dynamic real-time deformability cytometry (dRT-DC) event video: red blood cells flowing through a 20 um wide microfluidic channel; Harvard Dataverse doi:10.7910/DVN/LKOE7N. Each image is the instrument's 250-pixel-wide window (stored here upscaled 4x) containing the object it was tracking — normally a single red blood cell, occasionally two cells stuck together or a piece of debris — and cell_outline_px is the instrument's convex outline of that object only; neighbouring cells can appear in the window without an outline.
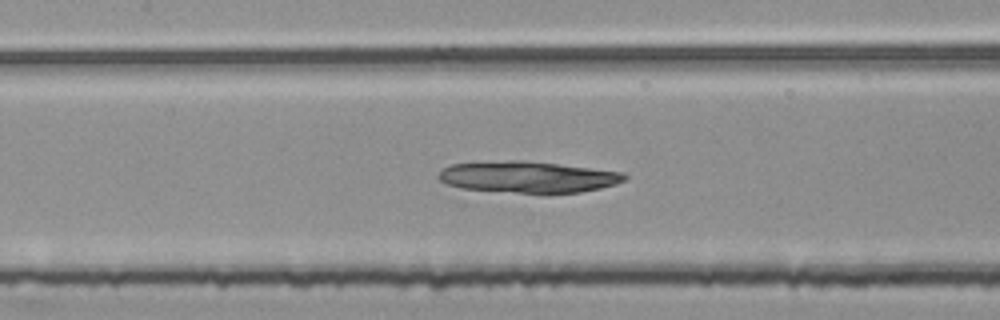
{"species": "common noctule bat (a hibernating species)", "species_latin": "Nyctalus noctula", "temperature_condition": "room temperature", "stored_images_in_passage": 48, "camera_frame_rate_fps": 3000, "um_per_image_px": 0.085, "animal": {"sex": "female", "body_mass_g": 25.1}, "frame": {"image": 1, "passage_image": 20, "time_ms": 6.333, "image_size_px": [1000, 320], "cell_outline_px": [[628, 176], [624, 180], [616, 184], [600, 188], [580, 192], [520, 192], [460, 188], [448, 184], [440, 180], [436, 176], [444, 168], [452, 164], [508, 160], [520, 160], [556, 164], [624, 172]], "centroid_in_image_um": [44.87, 15.03], "position_along_channel_um": 162.5, "area_um2": 33.35}}
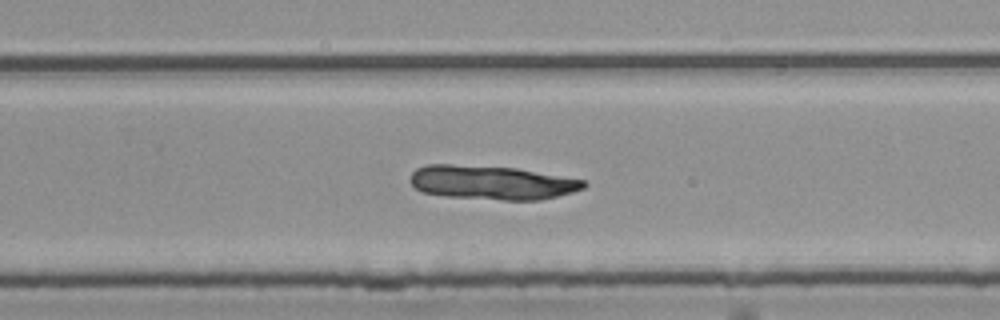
{"frame": {"image": 2, "passage_image": 30, "time_ms": 9.667, "image_size_px": [1000, 320], "cell_outline_px": [[588, 184], [584, 188], [572, 192], [540, 200], [504, 200], [444, 196], [424, 192], [416, 188], [408, 180], [412, 172], [416, 168], [428, 164], [452, 164], [516, 168], [584, 180]], "centroid_in_image_um": [41.77, 15.51], "position_along_channel_um": 288.0, "area_um2": 34.33}}
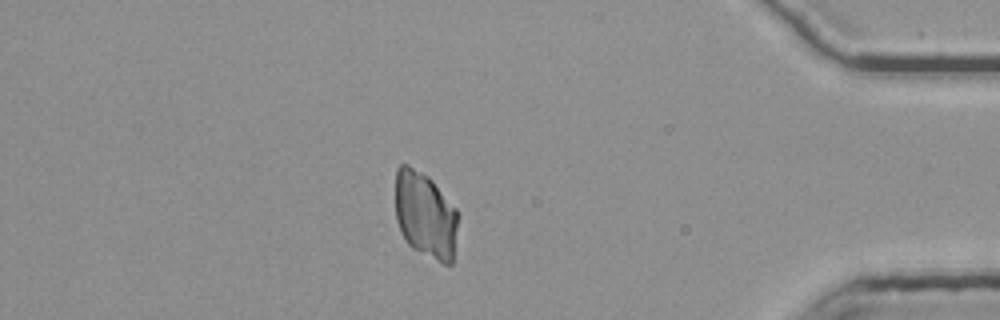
{"frame": {"image": 3, "passage_image": 42, "time_ms": 13.667, "image_size_px": [1000, 320], "cell_outline_px": [[456, 228], [452, 264], [444, 264], [412, 248], [408, 244], [400, 232], [396, 220], [396, 168], [400, 164], [408, 164], [428, 176], [432, 180], [456, 208]], "centroid_in_image_um": [36.11, 18.25], "position_along_channel_um": 399.1, "area_um2": 31.33}}